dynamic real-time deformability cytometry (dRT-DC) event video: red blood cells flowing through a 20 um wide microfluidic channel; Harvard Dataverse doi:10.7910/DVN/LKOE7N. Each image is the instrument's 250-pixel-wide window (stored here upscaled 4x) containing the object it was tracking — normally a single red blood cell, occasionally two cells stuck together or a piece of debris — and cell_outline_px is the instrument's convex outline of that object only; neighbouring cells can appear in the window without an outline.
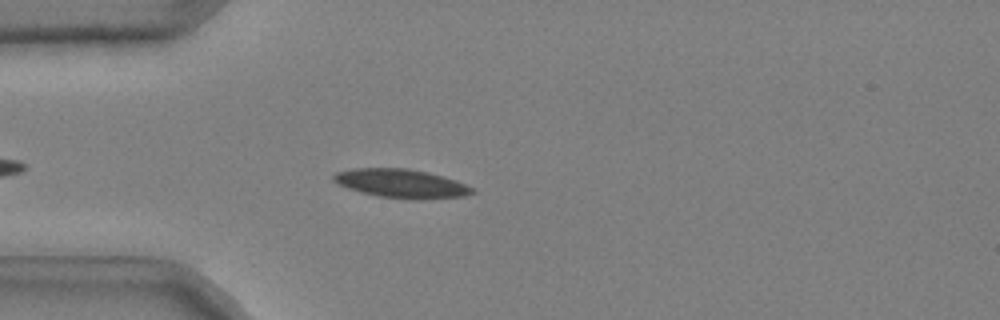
{"species": "common noctule bat (a hibernating species)", "species_latin": "Nyctalus noctula", "temperature_condition": "cold", "stored_images_in_passage": 43, "camera_frame_rate_fps": 3000, "um_per_image_px": 0.085, "animal": {"sex": "male", "body_mass_g": 20.4}, "frame": {"image": 1, "passage_image": 6, "time_ms": 1.667, "image_size_px": [1000, 320], "cell_outline_px": [[476, 192], [464, 196], [420, 200], [416, 200], [380, 196], [360, 192], [336, 184], [332, 180], [332, 176], [336, 172], [352, 168], [408, 168], [428, 172], [444, 176], [456, 180], [472, 188]], "centroid_in_image_um": [34.09, 15.59], "position_along_channel_um": 50.9, "area_um2": 23.41}}
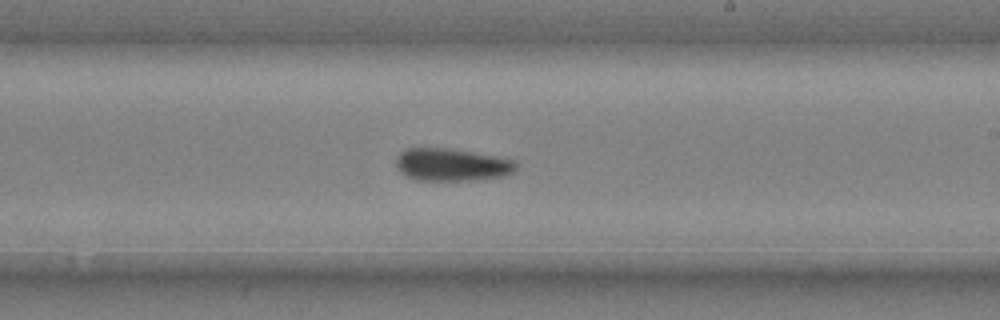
{"frame": {"image": 2, "passage_image": 23, "time_ms": 7.333, "image_size_px": [1000, 320], "cell_outline_px": [[516, 168], [512, 172], [504, 176], [476, 180], [416, 180], [404, 176], [396, 168], [396, 156], [404, 148], [452, 148], [496, 156], [512, 160], [516, 164]], "centroid_in_image_um": [38.34, 13.99], "position_along_channel_um": 250.7, "area_um2": 23.0}}
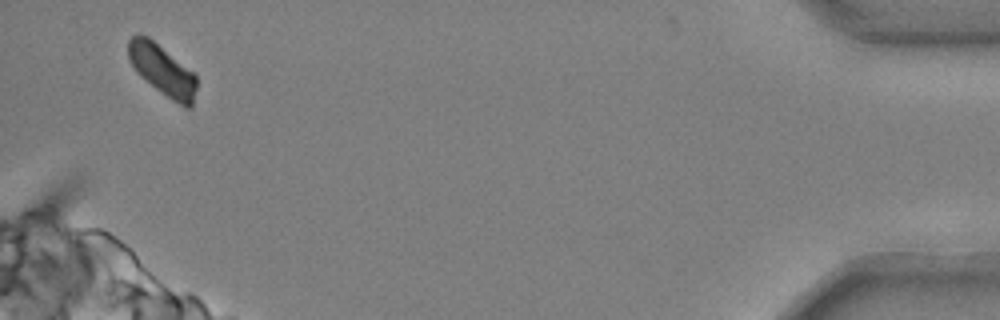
{"frame": {"image": 3, "passage_image": 42, "time_ms": 13.667, "image_size_px": [1000, 320], "cell_outline_px": [[196, 88], [192, 108], [184, 108], [172, 100], [140, 76], [136, 72], [128, 60], [128, 40], [132, 36], [148, 36], [192, 72], [196, 76]], "centroid_in_image_um": [13.79, 5.99], "position_along_channel_um": 421.4, "area_um2": 19.83}, "authors_computed_cell_mechanics": {"area_um2": 22.6576, "velocity_mm_per_s": 3.6929, "shape_relaxation_time_tau1_ms": 5.2659, "shape_relaxation_time_tau2_ms": 6.9222, "deformation_change_tau1": 0.116, "deformation_change_tau2": 0.1053}}